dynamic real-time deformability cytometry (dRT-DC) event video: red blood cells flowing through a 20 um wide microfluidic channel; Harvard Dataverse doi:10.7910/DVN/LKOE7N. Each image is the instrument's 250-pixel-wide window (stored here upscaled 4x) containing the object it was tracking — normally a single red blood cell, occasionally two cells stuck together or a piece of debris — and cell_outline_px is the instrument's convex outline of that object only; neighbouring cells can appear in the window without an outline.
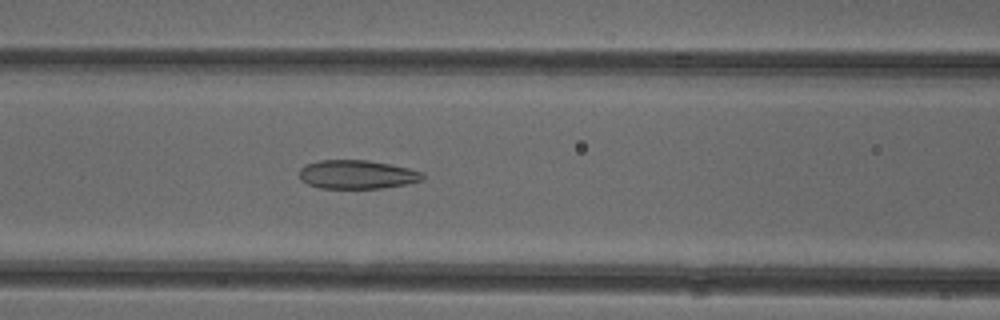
{"species": "common noctule bat (a hibernating species)", "species_latin": "Nyctalus noctula", "temperature_condition": "cold", "stored_images_in_passage": 51, "camera_frame_rate_fps": 3000, "um_per_image_px": 0.085, "animal": {"sex": "female"}, "frame": {"image": 1, "passage_image": 21, "time_ms": 6.667, "image_size_px": [1000, 320], "cell_outline_px": [[424, 180], [408, 184], [380, 188], [320, 188], [308, 184], [300, 180], [300, 168], [304, 164], [320, 160], [368, 160], [408, 168], [424, 172]], "centroid_in_image_um": [30.35, 14.83], "position_along_channel_um": 136.2, "area_um2": 20.75}}
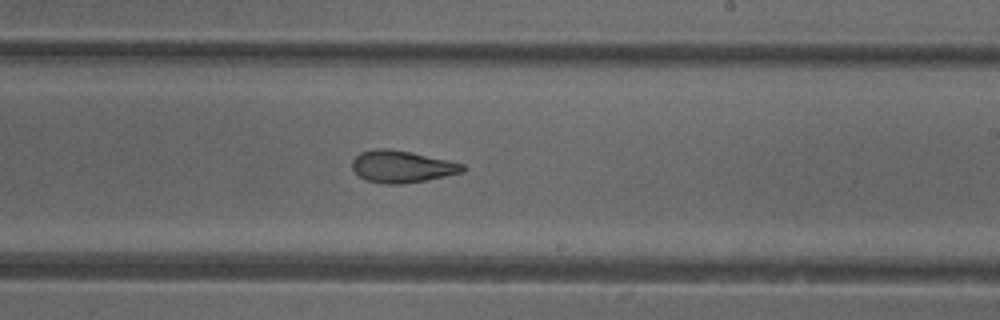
{"frame": {"image": 2, "passage_image": 30, "time_ms": 9.667, "image_size_px": [1000, 320], "cell_outline_px": [[468, 168], [464, 172], [424, 180], [400, 184], [384, 184], [364, 180], [352, 168], [352, 160], [360, 152], [376, 148], [388, 148], [412, 152], [448, 160], [464, 164]], "centroid_in_image_um": [34.16, 14.15], "position_along_channel_um": 254.8, "area_um2": 20.69}}
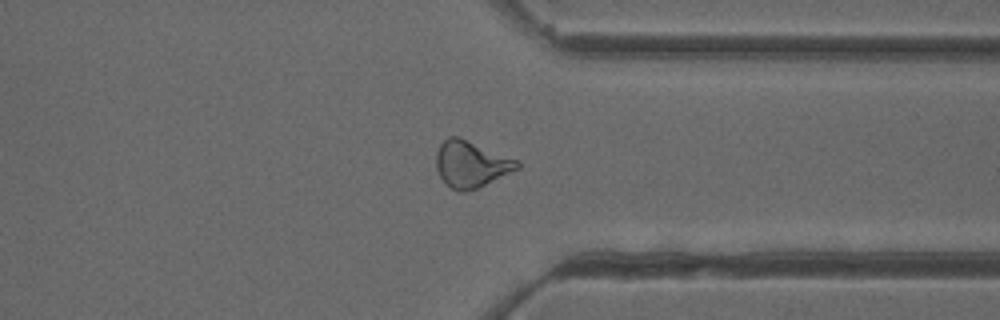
{"frame": {"image": 3, "passage_image": 39, "time_ms": 12.667, "image_size_px": [1000, 320], "cell_outline_px": [[520, 168], [476, 188], [464, 192], [460, 192], [452, 188], [440, 176], [436, 168], [436, 152], [440, 144], [448, 136], [456, 136], [520, 160]], "centroid_in_image_um": [40.05, 13.94], "position_along_channel_um": 371.4, "area_um2": 21.68}, "authors_computed_cell_mechanics": {"area_um2": 22.4842, "velocity_mm_per_s": 3.9559, "shape_relaxation_time_tau1_ms": null, "shape_relaxation_time_tau2_ms": 2.0973, "deformation_change_tau1": null, "deformation_change_tau2": 0.0912}}